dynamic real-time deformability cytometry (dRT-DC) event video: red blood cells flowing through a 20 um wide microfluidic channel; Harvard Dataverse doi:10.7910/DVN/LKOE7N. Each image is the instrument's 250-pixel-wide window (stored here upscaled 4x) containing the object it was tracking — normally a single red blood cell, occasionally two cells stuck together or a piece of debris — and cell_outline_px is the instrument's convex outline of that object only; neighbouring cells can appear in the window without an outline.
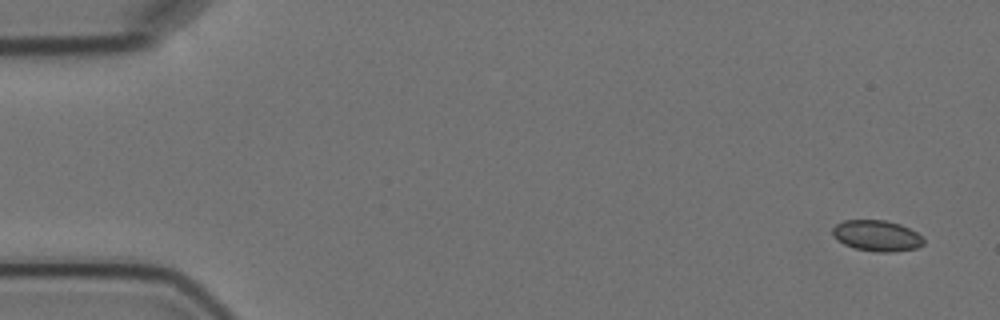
{"species": "Egyptian fruit bat (a non-hibernating species)", "species_latin": "Rousettus aegyptiacus", "temperature_condition": "cold", "stored_images_in_passage": 5, "camera_frame_rate_fps": 3000, "um_per_image_px": 0.085, "animal": {"sex": "female"}, "frame": {"image": 1, "passage_image": 1, "time_ms": 0.0, "image_size_px": [1000, 320], "cell_outline_px": [[924, 244], [916, 248], [892, 252], [876, 252], [856, 248], [844, 244], [836, 240], [832, 232], [832, 228], [836, 224], [844, 220], [884, 220], [900, 224], [916, 232], [924, 240]], "centroid_in_image_um": [74.51, 20.03], "position_along_channel_um": 10.5, "area_um2": 16.36}}
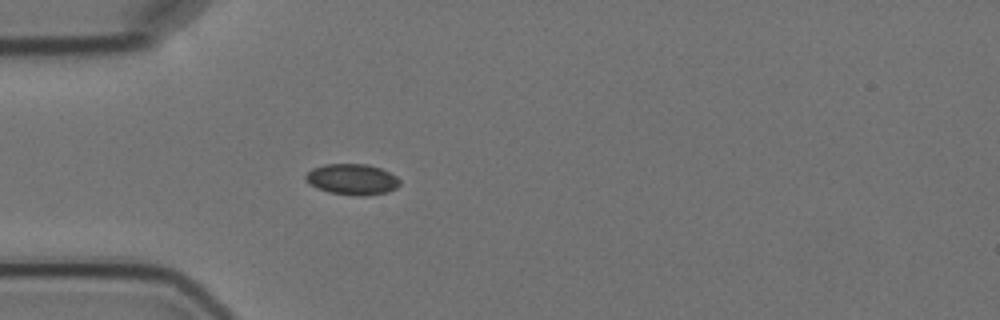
{"frame": {"image": 2, "passage_image": 5, "time_ms": 4.667, "image_size_px": [1000, 320], "cell_outline_px": [[400, 184], [396, 188], [388, 192], [360, 196], [328, 192], [316, 188], [308, 184], [304, 180], [304, 176], [312, 168], [324, 164], [368, 164], [380, 168], [396, 176], [400, 180]], "centroid_in_image_um": [29.9, 15.24], "position_along_channel_um": 55.1, "area_um2": 17.05}}